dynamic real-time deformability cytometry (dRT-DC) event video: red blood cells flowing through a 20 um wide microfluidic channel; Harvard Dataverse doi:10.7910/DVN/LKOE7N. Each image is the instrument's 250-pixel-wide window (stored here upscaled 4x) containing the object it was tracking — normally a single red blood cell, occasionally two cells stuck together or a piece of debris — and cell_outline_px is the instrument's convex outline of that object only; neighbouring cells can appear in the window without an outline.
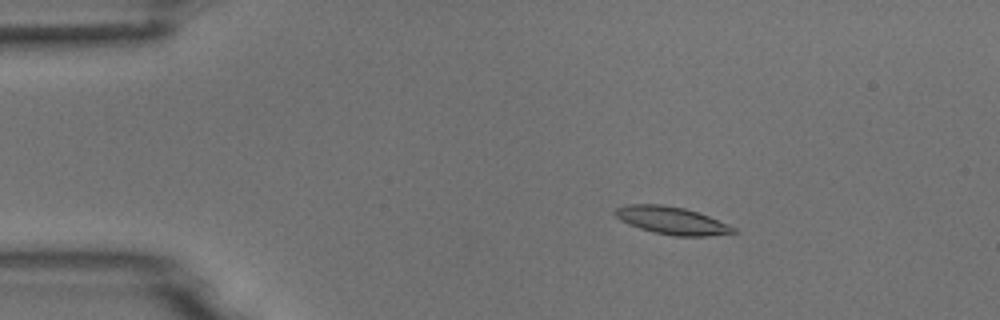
{"species": "common noctule bat (a hibernating species)", "species_latin": "Nyctalus noctula", "temperature_condition": "room temperature", "stored_images_in_passage": 9, "camera_frame_rate_fps": 3000, "um_per_image_px": 0.085, "animal": {"sex": "male", "body_mass_g": 18.8}, "frame": {"image": 1, "passage_image": 3, "time_ms": 2.333, "image_size_px": [1000, 320], "cell_outline_px": [[740, 232], [708, 236], [676, 236], [652, 232], [628, 224], [620, 220], [612, 212], [616, 208], [628, 204], [660, 204], [684, 208], [708, 216], [728, 224], [736, 228]], "centroid_in_image_um": [57.1, 18.75], "position_along_channel_um": 27.9, "area_um2": 19.02}}
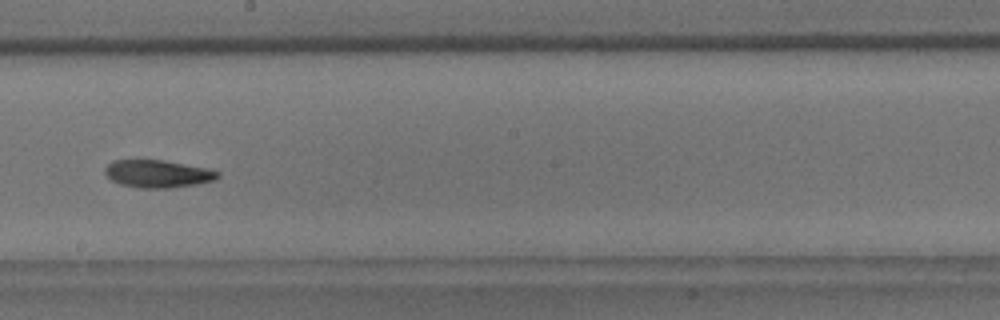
{"frame": {"image": 2, "passage_image": 9, "time_ms": 9.333, "image_size_px": [1000, 320], "cell_outline_px": [[220, 176], [216, 180], [196, 184], [172, 188], [140, 188], [120, 184], [112, 180], [104, 172], [104, 168], [112, 160], [164, 160], [208, 168], [220, 172]], "centroid_in_image_um": [13.43, 14.77], "position_along_channel_um": 234.8, "area_um2": 18.26}}